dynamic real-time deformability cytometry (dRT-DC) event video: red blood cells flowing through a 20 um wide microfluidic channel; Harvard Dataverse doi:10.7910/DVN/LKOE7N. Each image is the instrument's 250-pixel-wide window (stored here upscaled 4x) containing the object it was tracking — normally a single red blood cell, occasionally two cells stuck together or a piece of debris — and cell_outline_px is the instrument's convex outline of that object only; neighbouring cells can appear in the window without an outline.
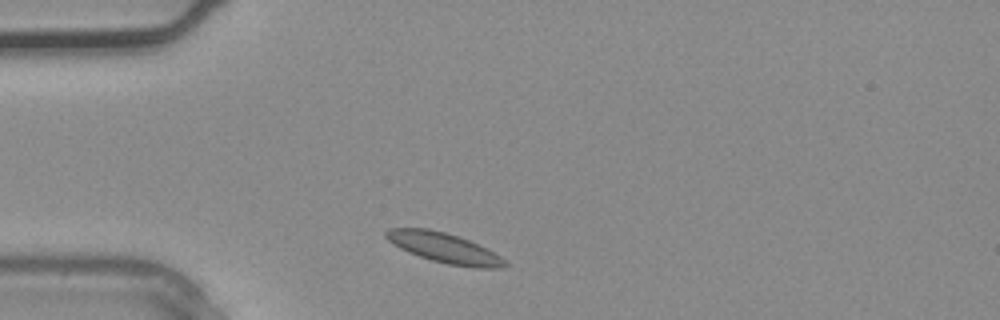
{"species": "common noctule bat (a hibernating species)", "species_latin": "Nyctalus noctula", "temperature_condition": "warm", "stored_images_in_passage": 1, "camera_frame_rate_fps": 3000, "um_per_image_px": 0.085, "animal": {"sex": "male", "body_mass_g": 20.4}, "frame": {"image": 1, "passage_image": 1, "time_ms": 0.0, "image_size_px": [1000, 320], "cell_outline_px": [[508, 264], [504, 268], [472, 268], [448, 264], [432, 260], [408, 252], [400, 248], [388, 240], [384, 236], [384, 232], [388, 228], [428, 228], [444, 232], [468, 240], [500, 256]], "centroid_in_image_um": [37.72, 21.07], "position_along_channel_um": 47.3, "area_um2": 20.52}}